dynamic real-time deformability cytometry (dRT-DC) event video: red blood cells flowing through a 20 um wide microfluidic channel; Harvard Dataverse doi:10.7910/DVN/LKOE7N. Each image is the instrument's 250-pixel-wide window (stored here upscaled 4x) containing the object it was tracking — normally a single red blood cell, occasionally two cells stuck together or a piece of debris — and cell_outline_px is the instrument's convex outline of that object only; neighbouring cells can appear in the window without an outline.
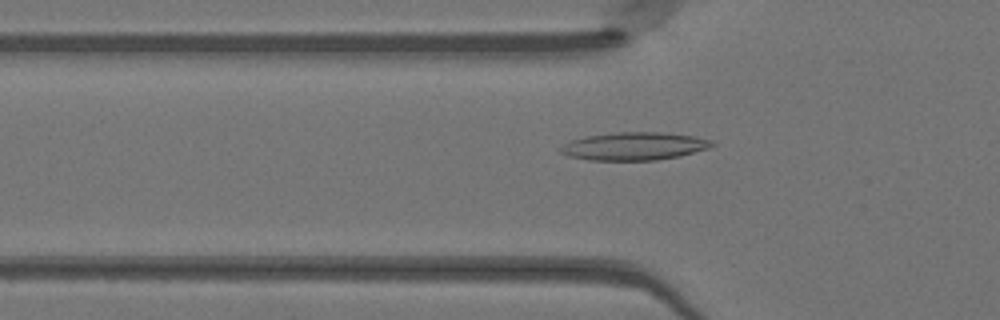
{"species": "Egyptian fruit bat (a non-hibernating species)", "species_latin": "Rousettus aegyptiacus", "temperature_condition": "warm", "stored_images_in_passage": 49, "camera_frame_rate_fps": 3000, "um_per_image_px": 0.085, "animal": {"sex": "female"}, "frame": {"image": 1, "passage_image": 16, "time_ms": 5.0, "image_size_px": [1000, 320], "cell_outline_px": [[716, 144], [708, 148], [680, 156], [656, 160], [588, 160], [568, 156], [560, 152], [560, 148], [564, 144], [572, 140], [588, 136], [616, 132], [660, 132], [696, 136], [712, 140]], "centroid_in_image_um": [53.93, 12.42], "position_along_channel_um": 71.9, "area_um2": 24.57}}
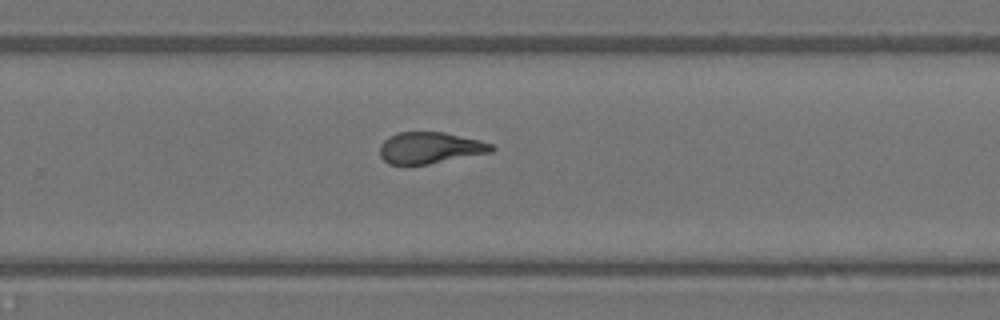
{"frame": {"image": 2, "passage_image": 32, "time_ms": 10.333, "image_size_px": [1000, 320], "cell_outline_px": [[496, 148], [492, 152], [428, 164], [388, 164], [380, 156], [380, 144], [388, 136], [396, 132], [444, 132], [480, 140], [492, 144]], "centroid_in_image_um": [36.54, 12.56], "position_along_channel_um": 293.3, "area_um2": 20.52}}
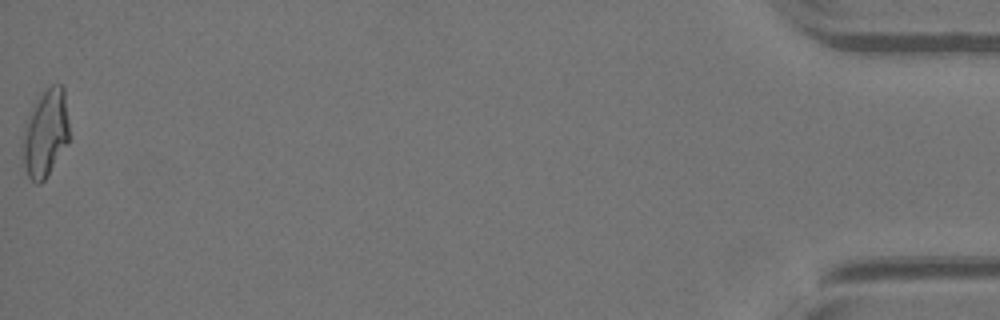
{"frame": {"image": 3, "passage_image": 49, "time_ms": 16.0, "image_size_px": [1000, 320], "cell_outline_px": [[68, 140], [44, 180], [40, 184], [36, 184], [28, 176], [24, 164], [20, 144], [28, 112], [40, 96], [52, 84], [60, 84], [64, 88], [68, 120]], "centroid_in_image_um": [3.82, 11.31], "position_along_channel_um": 431.4, "area_um2": 23.52}, "authors_computed_cell_mechanics": {"area_um2": 22.1952, "velocity_mm_per_s": 4.1423, "shape_relaxation_time_tau1_ms": null, "shape_relaxation_time_tau2_ms": 1.4377, "deformation_change_tau1": null, "deformation_change_tau2": 0.0929}}